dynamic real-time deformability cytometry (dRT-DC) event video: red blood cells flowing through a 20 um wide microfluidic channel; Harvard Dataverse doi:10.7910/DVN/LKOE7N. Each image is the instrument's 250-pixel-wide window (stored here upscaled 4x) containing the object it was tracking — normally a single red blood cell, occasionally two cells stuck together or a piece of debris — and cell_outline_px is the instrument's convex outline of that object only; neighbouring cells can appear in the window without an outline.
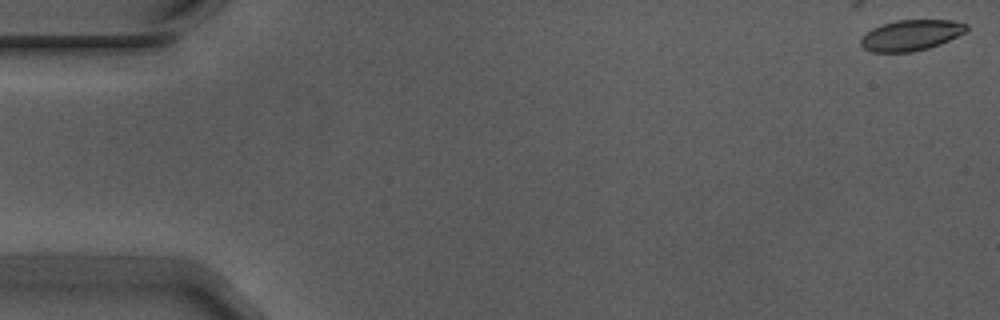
{"species": "Egyptian fruit bat (a non-hibernating species)", "species_latin": "Rousettus aegyptiacus", "temperature_condition": "warm", "stored_images_in_passage": 17, "camera_frame_rate_fps": 3000, "um_per_image_px": 0.085, "animal": {"sex": "male"}, "frame": {"image": 1, "passage_image": 1, "time_ms": 0.0, "image_size_px": [1000, 320], "cell_outline_px": [[968, 28], [964, 32], [940, 44], [928, 48], [912, 52], [872, 52], [864, 48], [860, 44], [860, 40], [872, 28], [880, 24], [896, 20], [952, 20], [968, 24]], "centroid_in_image_um": [77.42, 2.99], "position_along_channel_um": 7.6, "area_um2": 18.84}}
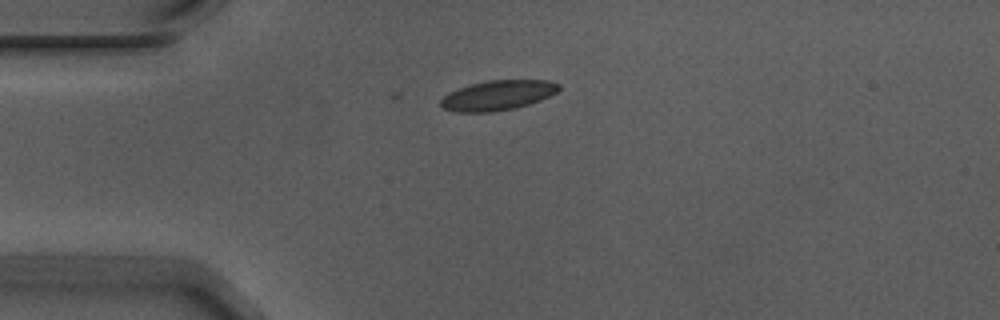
{"frame": {"image": 2, "passage_image": 14, "time_ms": 4.333, "image_size_px": [1000, 320], "cell_outline_px": [[560, 88], [556, 92], [540, 100], [516, 108], [492, 112], [456, 112], [444, 108], [440, 104], [440, 100], [448, 92], [468, 84], [488, 80], [548, 80], [560, 84]], "centroid_in_image_um": [42.29, 8.09], "position_along_channel_um": 42.7, "area_um2": 20.63}}